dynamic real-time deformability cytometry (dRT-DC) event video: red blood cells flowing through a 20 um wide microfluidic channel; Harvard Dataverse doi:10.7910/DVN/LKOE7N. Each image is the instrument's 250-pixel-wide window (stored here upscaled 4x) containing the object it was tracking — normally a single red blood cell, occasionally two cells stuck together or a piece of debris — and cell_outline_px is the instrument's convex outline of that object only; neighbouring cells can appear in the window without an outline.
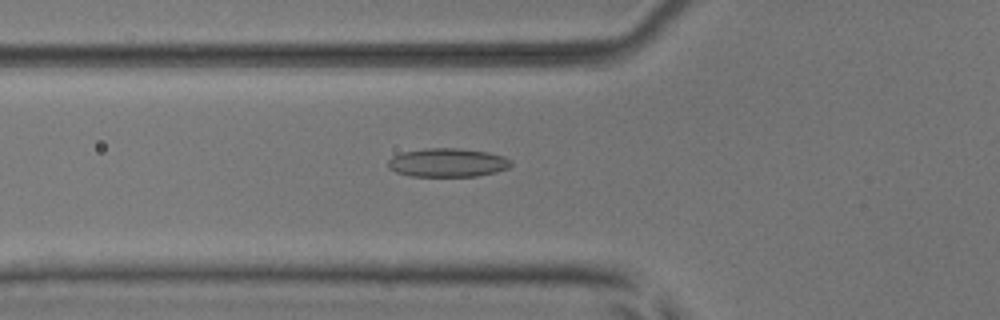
{"species": "common noctule bat (a hibernating species)", "species_latin": "Nyctalus noctula", "temperature_condition": "room temperature", "stored_images_in_passage": 48, "camera_frame_rate_fps": 3000, "um_per_image_px": 0.085, "animal": {"sex": "male", "body_mass_g": 17.9, "forearm_length_mm": 54.2}, "frame": {"image": 1, "passage_image": 14, "time_ms": 4.333, "image_size_px": [1000, 320], "cell_outline_px": [[512, 164], [508, 168], [496, 172], [476, 176], [412, 176], [396, 172], [388, 168], [388, 160], [392, 156], [400, 152], [428, 148], [460, 148], [488, 152], [504, 156], [512, 160]], "centroid_in_image_um": [38.05, 13.81], "position_along_channel_um": 87.8, "area_um2": 20.69}}
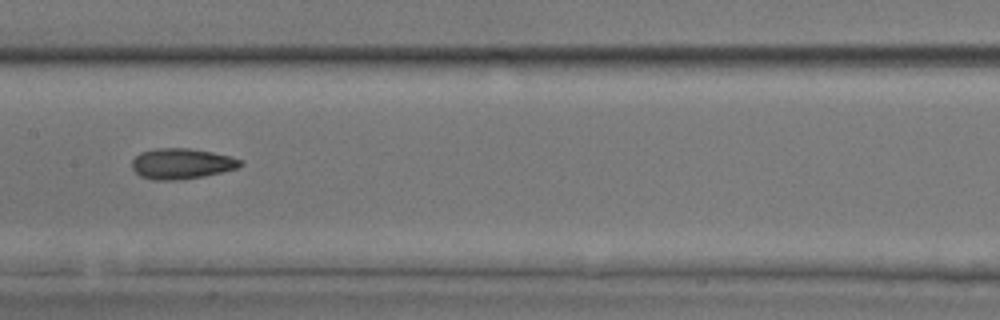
{"frame": {"image": 2, "passage_image": 22, "time_ms": 7.0, "image_size_px": [1000, 320], "cell_outline_px": [[244, 164], [240, 168], [204, 176], [180, 180], [152, 180], [140, 176], [132, 168], [132, 160], [140, 152], [156, 148], [188, 148], [212, 152], [244, 160]], "centroid_in_image_um": [15.46, 13.92], "position_along_channel_um": 191.9, "area_um2": 19.54}}
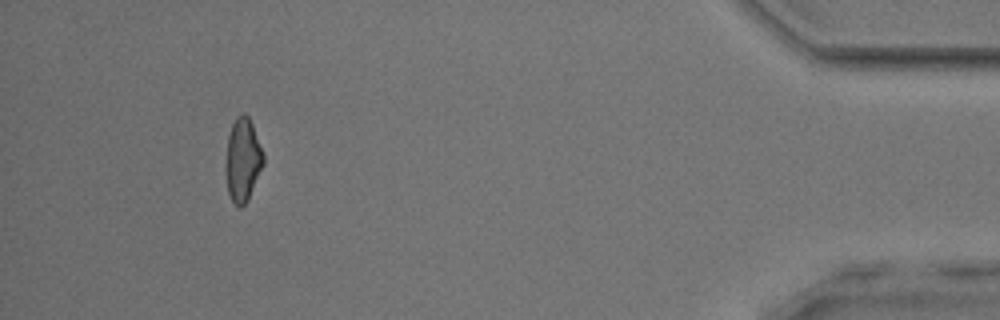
{"frame": {"image": 3, "passage_image": 44, "time_ms": 14.333, "image_size_px": [1000, 320], "cell_outline_px": [[264, 164], [248, 200], [240, 208], [232, 200], [228, 192], [228, 136], [232, 124], [236, 116], [244, 112], [248, 116], [252, 124], [264, 156]], "centroid_in_image_um": [20.68, 13.57], "position_along_channel_um": 414.5, "area_um2": 17.57}, "authors_computed_cell_mechanics": {"area_um2": 18.8717, "velocity_mm_per_s": 3.8963, "shape_relaxation_time_tau1_ms": 8.4625, "shape_relaxation_time_tau2_ms": 2.9385, "deformation_change_tau1": 0.1754, "deformation_change_tau2": 0.1189}}